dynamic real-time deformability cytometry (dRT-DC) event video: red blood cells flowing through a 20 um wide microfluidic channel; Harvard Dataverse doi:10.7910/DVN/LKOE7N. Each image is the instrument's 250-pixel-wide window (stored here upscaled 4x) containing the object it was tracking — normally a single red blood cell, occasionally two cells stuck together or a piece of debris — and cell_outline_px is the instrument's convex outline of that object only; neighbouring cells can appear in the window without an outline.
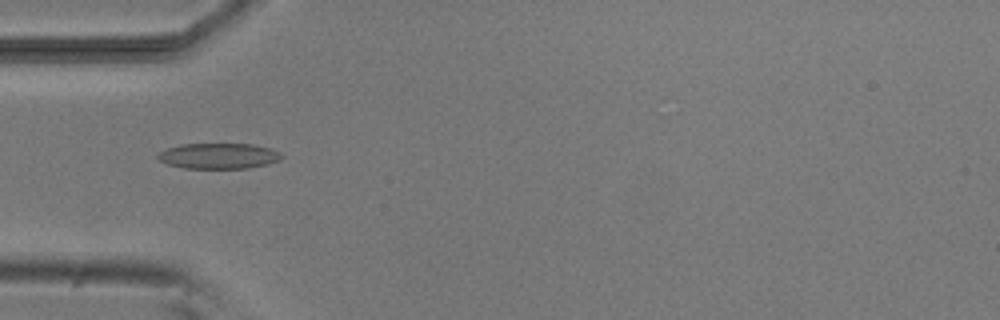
{"species": "common noctule bat (a hibernating species)", "species_latin": "Nyctalus noctula", "temperature_condition": "room temperature", "stored_images_in_passage": 7, "camera_frame_rate_fps": 3000, "um_per_image_px": 0.085, "animal": {"sex": "male", "body_mass_g": 20.5, "forearm_length_mm": 52.5}, "frame": {"image": 1, "passage_image": 4, "time_ms": 4.333, "image_size_px": [1000, 320], "cell_outline_px": [[284, 156], [280, 160], [268, 164], [248, 168], [184, 168], [168, 164], [160, 160], [156, 156], [160, 152], [168, 148], [180, 144], [252, 144], [268, 148], [280, 152]], "centroid_in_image_um": [18.61, 13.25], "position_along_channel_um": 66.4, "area_um2": 18.38}}
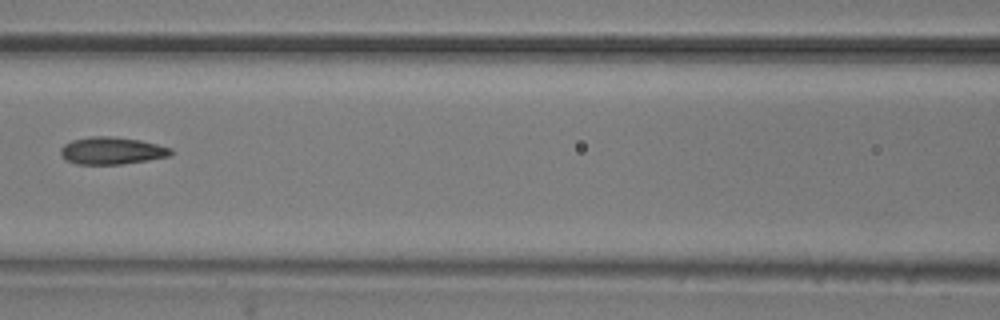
{"frame": {"image": 2, "passage_image": 6, "time_ms": 6.667, "image_size_px": [1000, 320], "cell_outline_px": [[176, 152], [172, 156], [148, 160], [120, 164], [76, 164], [64, 160], [60, 152], [60, 148], [64, 144], [72, 140], [92, 136], [112, 136], [140, 140], [172, 148]], "centroid_in_image_um": [9.52, 12.81], "position_along_channel_um": 157.1, "area_um2": 17.74}}
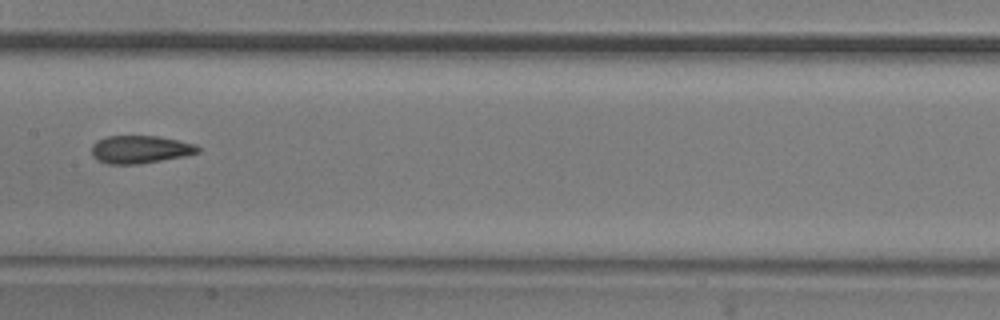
{"frame": {"image": 3, "passage_image": 7, "time_ms": 7.667, "image_size_px": [1000, 320], "cell_outline_px": [[200, 152], [184, 156], [136, 164], [108, 164], [92, 156], [92, 144], [96, 140], [108, 136], [160, 136], [196, 144], [200, 148]], "centroid_in_image_um": [11.92, 12.69], "position_along_channel_um": 195.5, "area_um2": 17.17}}